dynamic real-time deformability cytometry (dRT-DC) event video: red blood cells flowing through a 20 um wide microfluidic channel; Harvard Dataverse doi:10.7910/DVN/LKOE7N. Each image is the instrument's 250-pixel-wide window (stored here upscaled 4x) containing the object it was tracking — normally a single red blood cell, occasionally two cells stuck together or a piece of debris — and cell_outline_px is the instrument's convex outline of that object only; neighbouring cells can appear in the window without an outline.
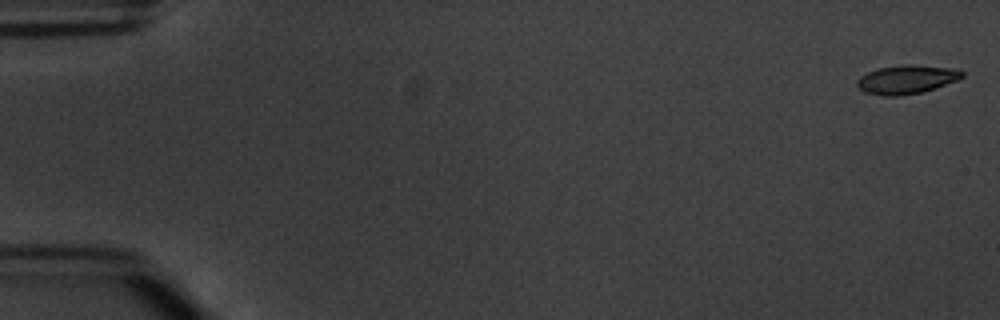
{"species": "common noctule bat (a hibernating species)", "species_latin": "Nyctalus noctula", "temperature_condition": "warm", "stored_images_in_passage": 4, "camera_frame_rate_fps": 3000, "um_per_image_px": 0.085, "animal": {"sex": "male", "body_mass_g": 20.1, "forearm_length_mm": 53.5}, "frame": {"image": 1, "passage_image": 1, "time_ms": 0.0, "image_size_px": [1000, 320], "cell_outline_px": [[964, 76], [956, 80], [924, 92], [900, 96], [880, 96], [864, 92], [856, 84], [856, 80], [860, 76], [876, 68], [904, 64], [916, 64], [956, 68], [964, 72]], "centroid_in_image_um": [77.05, 6.74], "position_along_channel_um": 8.0, "area_um2": 17.92}}